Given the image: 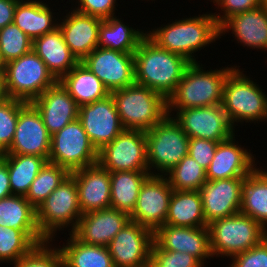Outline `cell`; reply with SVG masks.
Segmentation results:
<instances>
[{
  "label": "cell",
  "mask_w": 267,
  "mask_h": 267,
  "mask_svg": "<svg viewBox=\"0 0 267 267\" xmlns=\"http://www.w3.org/2000/svg\"><path fill=\"white\" fill-rule=\"evenodd\" d=\"M189 64L184 57L160 48L146 35L134 52L135 83L168 100Z\"/></svg>",
  "instance_id": "obj_1"
},
{
  "label": "cell",
  "mask_w": 267,
  "mask_h": 267,
  "mask_svg": "<svg viewBox=\"0 0 267 267\" xmlns=\"http://www.w3.org/2000/svg\"><path fill=\"white\" fill-rule=\"evenodd\" d=\"M160 48L181 55L190 63H196L194 53L221 38L219 27L212 13L175 20L146 32Z\"/></svg>",
  "instance_id": "obj_2"
},
{
  "label": "cell",
  "mask_w": 267,
  "mask_h": 267,
  "mask_svg": "<svg viewBox=\"0 0 267 267\" xmlns=\"http://www.w3.org/2000/svg\"><path fill=\"white\" fill-rule=\"evenodd\" d=\"M237 66L206 71L202 64L190 63L174 93L167 100V113L179 109L214 106L223 102V86L229 73Z\"/></svg>",
  "instance_id": "obj_3"
},
{
  "label": "cell",
  "mask_w": 267,
  "mask_h": 267,
  "mask_svg": "<svg viewBox=\"0 0 267 267\" xmlns=\"http://www.w3.org/2000/svg\"><path fill=\"white\" fill-rule=\"evenodd\" d=\"M124 129L151 130L167 113V100L146 86L134 83L110 93Z\"/></svg>",
  "instance_id": "obj_4"
},
{
  "label": "cell",
  "mask_w": 267,
  "mask_h": 267,
  "mask_svg": "<svg viewBox=\"0 0 267 267\" xmlns=\"http://www.w3.org/2000/svg\"><path fill=\"white\" fill-rule=\"evenodd\" d=\"M212 256H233L240 254L267 237V230L257 221L237 213L216 219L208 224ZM219 255V256H218Z\"/></svg>",
  "instance_id": "obj_5"
},
{
  "label": "cell",
  "mask_w": 267,
  "mask_h": 267,
  "mask_svg": "<svg viewBox=\"0 0 267 267\" xmlns=\"http://www.w3.org/2000/svg\"><path fill=\"white\" fill-rule=\"evenodd\" d=\"M149 173L157 169L165 176L188 155L189 137L171 115H166L151 130L145 131Z\"/></svg>",
  "instance_id": "obj_6"
},
{
  "label": "cell",
  "mask_w": 267,
  "mask_h": 267,
  "mask_svg": "<svg viewBox=\"0 0 267 267\" xmlns=\"http://www.w3.org/2000/svg\"><path fill=\"white\" fill-rule=\"evenodd\" d=\"M236 67L223 86V108L233 126L235 122L267 120V95Z\"/></svg>",
  "instance_id": "obj_7"
},
{
  "label": "cell",
  "mask_w": 267,
  "mask_h": 267,
  "mask_svg": "<svg viewBox=\"0 0 267 267\" xmlns=\"http://www.w3.org/2000/svg\"><path fill=\"white\" fill-rule=\"evenodd\" d=\"M81 216L78 189L71 175L36 208L39 231L50 242L57 230L71 226L70 233H72Z\"/></svg>",
  "instance_id": "obj_8"
},
{
  "label": "cell",
  "mask_w": 267,
  "mask_h": 267,
  "mask_svg": "<svg viewBox=\"0 0 267 267\" xmlns=\"http://www.w3.org/2000/svg\"><path fill=\"white\" fill-rule=\"evenodd\" d=\"M5 82L9 98L31 103L58 80L33 49L5 64Z\"/></svg>",
  "instance_id": "obj_9"
},
{
  "label": "cell",
  "mask_w": 267,
  "mask_h": 267,
  "mask_svg": "<svg viewBox=\"0 0 267 267\" xmlns=\"http://www.w3.org/2000/svg\"><path fill=\"white\" fill-rule=\"evenodd\" d=\"M98 151L92 145L79 119L67 124L51 136L48 162L70 173L97 163Z\"/></svg>",
  "instance_id": "obj_10"
},
{
  "label": "cell",
  "mask_w": 267,
  "mask_h": 267,
  "mask_svg": "<svg viewBox=\"0 0 267 267\" xmlns=\"http://www.w3.org/2000/svg\"><path fill=\"white\" fill-rule=\"evenodd\" d=\"M97 163L109 172L149 171L145 131L124 129L98 151Z\"/></svg>",
  "instance_id": "obj_11"
},
{
  "label": "cell",
  "mask_w": 267,
  "mask_h": 267,
  "mask_svg": "<svg viewBox=\"0 0 267 267\" xmlns=\"http://www.w3.org/2000/svg\"><path fill=\"white\" fill-rule=\"evenodd\" d=\"M173 117L189 138L221 142L235 133L223 105L179 109Z\"/></svg>",
  "instance_id": "obj_12"
},
{
  "label": "cell",
  "mask_w": 267,
  "mask_h": 267,
  "mask_svg": "<svg viewBox=\"0 0 267 267\" xmlns=\"http://www.w3.org/2000/svg\"><path fill=\"white\" fill-rule=\"evenodd\" d=\"M172 193L173 188L165 176L150 175L140 189L130 221L154 233L165 225Z\"/></svg>",
  "instance_id": "obj_13"
},
{
  "label": "cell",
  "mask_w": 267,
  "mask_h": 267,
  "mask_svg": "<svg viewBox=\"0 0 267 267\" xmlns=\"http://www.w3.org/2000/svg\"><path fill=\"white\" fill-rule=\"evenodd\" d=\"M81 63L103 83L109 93L135 83L134 53L97 47Z\"/></svg>",
  "instance_id": "obj_14"
},
{
  "label": "cell",
  "mask_w": 267,
  "mask_h": 267,
  "mask_svg": "<svg viewBox=\"0 0 267 267\" xmlns=\"http://www.w3.org/2000/svg\"><path fill=\"white\" fill-rule=\"evenodd\" d=\"M153 232L129 221L109 243L114 267H149Z\"/></svg>",
  "instance_id": "obj_15"
},
{
  "label": "cell",
  "mask_w": 267,
  "mask_h": 267,
  "mask_svg": "<svg viewBox=\"0 0 267 267\" xmlns=\"http://www.w3.org/2000/svg\"><path fill=\"white\" fill-rule=\"evenodd\" d=\"M78 119L97 151L124 130L111 94L104 99L80 106Z\"/></svg>",
  "instance_id": "obj_16"
},
{
  "label": "cell",
  "mask_w": 267,
  "mask_h": 267,
  "mask_svg": "<svg viewBox=\"0 0 267 267\" xmlns=\"http://www.w3.org/2000/svg\"><path fill=\"white\" fill-rule=\"evenodd\" d=\"M51 135L38 110L27 103L20 111L12 144L4 154L36 155L48 161Z\"/></svg>",
  "instance_id": "obj_17"
},
{
  "label": "cell",
  "mask_w": 267,
  "mask_h": 267,
  "mask_svg": "<svg viewBox=\"0 0 267 267\" xmlns=\"http://www.w3.org/2000/svg\"><path fill=\"white\" fill-rule=\"evenodd\" d=\"M245 177L207 180L199 193L206 223L240 212Z\"/></svg>",
  "instance_id": "obj_18"
},
{
  "label": "cell",
  "mask_w": 267,
  "mask_h": 267,
  "mask_svg": "<svg viewBox=\"0 0 267 267\" xmlns=\"http://www.w3.org/2000/svg\"><path fill=\"white\" fill-rule=\"evenodd\" d=\"M153 241L161 249L191 254L203 265L206 258H214L207 226L179 227L165 224L153 233Z\"/></svg>",
  "instance_id": "obj_19"
},
{
  "label": "cell",
  "mask_w": 267,
  "mask_h": 267,
  "mask_svg": "<svg viewBox=\"0 0 267 267\" xmlns=\"http://www.w3.org/2000/svg\"><path fill=\"white\" fill-rule=\"evenodd\" d=\"M130 221V215L114 208L83 214L72 234L82 243L108 246L115 235Z\"/></svg>",
  "instance_id": "obj_20"
},
{
  "label": "cell",
  "mask_w": 267,
  "mask_h": 267,
  "mask_svg": "<svg viewBox=\"0 0 267 267\" xmlns=\"http://www.w3.org/2000/svg\"><path fill=\"white\" fill-rule=\"evenodd\" d=\"M31 104L40 113L51 136L78 119L79 106L60 81L48 88Z\"/></svg>",
  "instance_id": "obj_21"
},
{
  "label": "cell",
  "mask_w": 267,
  "mask_h": 267,
  "mask_svg": "<svg viewBox=\"0 0 267 267\" xmlns=\"http://www.w3.org/2000/svg\"><path fill=\"white\" fill-rule=\"evenodd\" d=\"M70 175L76 181L82 215L111 208L110 172L107 169L96 163Z\"/></svg>",
  "instance_id": "obj_22"
},
{
  "label": "cell",
  "mask_w": 267,
  "mask_h": 267,
  "mask_svg": "<svg viewBox=\"0 0 267 267\" xmlns=\"http://www.w3.org/2000/svg\"><path fill=\"white\" fill-rule=\"evenodd\" d=\"M234 140L235 134L218 143L214 158L206 169L207 180L246 177L256 168L254 155Z\"/></svg>",
  "instance_id": "obj_23"
},
{
  "label": "cell",
  "mask_w": 267,
  "mask_h": 267,
  "mask_svg": "<svg viewBox=\"0 0 267 267\" xmlns=\"http://www.w3.org/2000/svg\"><path fill=\"white\" fill-rule=\"evenodd\" d=\"M66 17V18H65ZM58 23L65 43L81 62L98 47L99 27L102 19L73 9Z\"/></svg>",
  "instance_id": "obj_24"
},
{
  "label": "cell",
  "mask_w": 267,
  "mask_h": 267,
  "mask_svg": "<svg viewBox=\"0 0 267 267\" xmlns=\"http://www.w3.org/2000/svg\"><path fill=\"white\" fill-rule=\"evenodd\" d=\"M229 30L244 47L267 50V13L262 6L229 17L219 27V36Z\"/></svg>",
  "instance_id": "obj_25"
},
{
  "label": "cell",
  "mask_w": 267,
  "mask_h": 267,
  "mask_svg": "<svg viewBox=\"0 0 267 267\" xmlns=\"http://www.w3.org/2000/svg\"><path fill=\"white\" fill-rule=\"evenodd\" d=\"M32 49L58 81L80 62L65 43L59 27L35 38Z\"/></svg>",
  "instance_id": "obj_26"
},
{
  "label": "cell",
  "mask_w": 267,
  "mask_h": 267,
  "mask_svg": "<svg viewBox=\"0 0 267 267\" xmlns=\"http://www.w3.org/2000/svg\"><path fill=\"white\" fill-rule=\"evenodd\" d=\"M0 225L24 231L37 245L48 242L39 231L36 208L25 196L11 195L0 200Z\"/></svg>",
  "instance_id": "obj_27"
},
{
  "label": "cell",
  "mask_w": 267,
  "mask_h": 267,
  "mask_svg": "<svg viewBox=\"0 0 267 267\" xmlns=\"http://www.w3.org/2000/svg\"><path fill=\"white\" fill-rule=\"evenodd\" d=\"M53 12L48 4L40 0H19L16 5L13 23L32 40L58 28Z\"/></svg>",
  "instance_id": "obj_28"
},
{
  "label": "cell",
  "mask_w": 267,
  "mask_h": 267,
  "mask_svg": "<svg viewBox=\"0 0 267 267\" xmlns=\"http://www.w3.org/2000/svg\"><path fill=\"white\" fill-rule=\"evenodd\" d=\"M165 224L179 227L208 226L199 191L173 190Z\"/></svg>",
  "instance_id": "obj_29"
},
{
  "label": "cell",
  "mask_w": 267,
  "mask_h": 267,
  "mask_svg": "<svg viewBox=\"0 0 267 267\" xmlns=\"http://www.w3.org/2000/svg\"><path fill=\"white\" fill-rule=\"evenodd\" d=\"M59 81L68 90L79 107L110 95L103 83L81 62Z\"/></svg>",
  "instance_id": "obj_30"
},
{
  "label": "cell",
  "mask_w": 267,
  "mask_h": 267,
  "mask_svg": "<svg viewBox=\"0 0 267 267\" xmlns=\"http://www.w3.org/2000/svg\"><path fill=\"white\" fill-rule=\"evenodd\" d=\"M255 168L244 178L240 213L267 230V170Z\"/></svg>",
  "instance_id": "obj_31"
},
{
  "label": "cell",
  "mask_w": 267,
  "mask_h": 267,
  "mask_svg": "<svg viewBox=\"0 0 267 267\" xmlns=\"http://www.w3.org/2000/svg\"><path fill=\"white\" fill-rule=\"evenodd\" d=\"M150 175L149 171L110 172L111 208L130 215L136 205L140 189Z\"/></svg>",
  "instance_id": "obj_32"
},
{
  "label": "cell",
  "mask_w": 267,
  "mask_h": 267,
  "mask_svg": "<svg viewBox=\"0 0 267 267\" xmlns=\"http://www.w3.org/2000/svg\"><path fill=\"white\" fill-rule=\"evenodd\" d=\"M123 20L112 16L102 20L99 27L98 47L119 51L122 53H134L140 41L147 33L125 25Z\"/></svg>",
  "instance_id": "obj_33"
},
{
  "label": "cell",
  "mask_w": 267,
  "mask_h": 267,
  "mask_svg": "<svg viewBox=\"0 0 267 267\" xmlns=\"http://www.w3.org/2000/svg\"><path fill=\"white\" fill-rule=\"evenodd\" d=\"M66 245L59 248L63 267H114L108 247L80 242L72 233Z\"/></svg>",
  "instance_id": "obj_34"
},
{
  "label": "cell",
  "mask_w": 267,
  "mask_h": 267,
  "mask_svg": "<svg viewBox=\"0 0 267 267\" xmlns=\"http://www.w3.org/2000/svg\"><path fill=\"white\" fill-rule=\"evenodd\" d=\"M7 163L12 195L26 196L47 160L36 155L1 154Z\"/></svg>",
  "instance_id": "obj_35"
},
{
  "label": "cell",
  "mask_w": 267,
  "mask_h": 267,
  "mask_svg": "<svg viewBox=\"0 0 267 267\" xmlns=\"http://www.w3.org/2000/svg\"><path fill=\"white\" fill-rule=\"evenodd\" d=\"M69 175L64 167L47 161L31 183L25 198L37 208Z\"/></svg>",
  "instance_id": "obj_36"
},
{
  "label": "cell",
  "mask_w": 267,
  "mask_h": 267,
  "mask_svg": "<svg viewBox=\"0 0 267 267\" xmlns=\"http://www.w3.org/2000/svg\"><path fill=\"white\" fill-rule=\"evenodd\" d=\"M165 176L173 190L178 191H199L207 181L206 169L189 155L185 156Z\"/></svg>",
  "instance_id": "obj_37"
},
{
  "label": "cell",
  "mask_w": 267,
  "mask_h": 267,
  "mask_svg": "<svg viewBox=\"0 0 267 267\" xmlns=\"http://www.w3.org/2000/svg\"><path fill=\"white\" fill-rule=\"evenodd\" d=\"M36 246L37 244L24 231L0 225L1 263H15L28 255Z\"/></svg>",
  "instance_id": "obj_38"
},
{
  "label": "cell",
  "mask_w": 267,
  "mask_h": 267,
  "mask_svg": "<svg viewBox=\"0 0 267 267\" xmlns=\"http://www.w3.org/2000/svg\"><path fill=\"white\" fill-rule=\"evenodd\" d=\"M32 44L33 40L14 23L0 29V55L5 64L29 53Z\"/></svg>",
  "instance_id": "obj_39"
},
{
  "label": "cell",
  "mask_w": 267,
  "mask_h": 267,
  "mask_svg": "<svg viewBox=\"0 0 267 267\" xmlns=\"http://www.w3.org/2000/svg\"><path fill=\"white\" fill-rule=\"evenodd\" d=\"M26 102L8 98L0 103V155L4 154L12 144L19 111Z\"/></svg>",
  "instance_id": "obj_40"
},
{
  "label": "cell",
  "mask_w": 267,
  "mask_h": 267,
  "mask_svg": "<svg viewBox=\"0 0 267 267\" xmlns=\"http://www.w3.org/2000/svg\"><path fill=\"white\" fill-rule=\"evenodd\" d=\"M49 244L50 241L37 245L28 255L15 262L14 267H63L59 248Z\"/></svg>",
  "instance_id": "obj_41"
},
{
  "label": "cell",
  "mask_w": 267,
  "mask_h": 267,
  "mask_svg": "<svg viewBox=\"0 0 267 267\" xmlns=\"http://www.w3.org/2000/svg\"><path fill=\"white\" fill-rule=\"evenodd\" d=\"M149 267H204V265L191 254L161 249L153 241Z\"/></svg>",
  "instance_id": "obj_42"
},
{
  "label": "cell",
  "mask_w": 267,
  "mask_h": 267,
  "mask_svg": "<svg viewBox=\"0 0 267 267\" xmlns=\"http://www.w3.org/2000/svg\"><path fill=\"white\" fill-rule=\"evenodd\" d=\"M231 259L232 264L229 267H267V237Z\"/></svg>",
  "instance_id": "obj_43"
},
{
  "label": "cell",
  "mask_w": 267,
  "mask_h": 267,
  "mask_svg": "<svg viewBox=\"0 0 267 267\" xmlns=\"http://www.w3.org/2000/svg\"><path fill=\"white\" fill-rule=\"evenodd\" d=\"M212 2V0H211ZM262 0H213L214 5L221 8L223 15L213 14L215 21L220 27L229 17L236 14L253 10L261 6Z\"/></svg>",
  "instance_id": "obj_44"
},
{
  "label": "cell",
  "mask_w": 267,
  "mask_h": 267,
  "mask_svg": "<svg viewBox=\"0 0 267 267\" xmlns=\"http://www.w3.org/2000/svg\"><path fill=\"white\" fill-rule=\"evenodd\" d=\"M218 143L203 138H189L188 155L207 169L214 158Z\"/></svg>",
  "instance_id": "obj_45"
},
{
  "label": "cell",
  "mask_w": 267,
  "mask_h": 267,
  "mask_svg": "<svg viewBox=\"0 0 267 267\" xmlns=\"http://www.w3.org/2000/svg\"><path fill=\"white\" fill-rule=\"evenodd\" d=\"M75 10L105 20L115 16L116 0H78Z\"/></svg>",
  "instance_id": "obj_46"
},
{
  "label": "cell",
  "mask_w": 267,
  "mask_h": 267,
  "mask_svg": "<svg viewBox=\"0 0 267 267\" xmlns=\"http://www.w3.org/2000/svg\"><path fill=\"white\" fill-rule=\"evenodd\" d=\"M18 1L19 0H0V29L13 23Z\"/></svg>",
  "instance_id": "obj_47"
},
{
  "label": "cell",
  "mask_w": 267,
  "mask_h": 267,
  "mask_svg": "<svg viewBox=\"0 0 267 267\" xmlns=\"http://www.w3.org/2000/svg\"><path fill=\"white\" fill-rule=\"evenodd\" d=\"M11 187L6 161L0 156V200L11 196Z\"/></svg>",
  "instance_id": "obj_48"
},
{
  "label": "cell",
  "mask_w": 267,
  "mask_h": 267,
  "mask_svg": "<svg viewBox=\"0 0 267 267\" xmlns=\"http://www.w3.org/2000/svg\"><path fill=\"white\" fill-rule=\"evenodd\" d=\"M9 98L6 90L5 72H0V103Z\"/></svg>",
  "instance_id": "obj_49"
},
{
  "label": "cell",
  "mask_w": 267,
  "mask_h": 267,
  "mask_svg": "<svg viewBox=\"0 0 267 267\" xmlns=\"http://www.w3.org/2000/svg\"><path fill=\"white\" fill-rule=\"evenodd\" d=\"M5 70V63L2 61L1 55H0V72H4Z\"/></svg>",
  "instance_id": "obj_50"
},
{
  "label": "cell",
  "mask_w": 267,
  "mask_h": 267,
  "mask_svg": "<svg viewBox=\"0 0 267 267\" xmlns=\"http://www.w3.org/2000/svg\"><path fill=\"white\" fill-rule=\"evenodd\" d=\"M261 6L263 7V9L265 10V12L267 13V0H262Z\"/></svg>",
  "instance_id": "obj_51"
}]
</instances>
